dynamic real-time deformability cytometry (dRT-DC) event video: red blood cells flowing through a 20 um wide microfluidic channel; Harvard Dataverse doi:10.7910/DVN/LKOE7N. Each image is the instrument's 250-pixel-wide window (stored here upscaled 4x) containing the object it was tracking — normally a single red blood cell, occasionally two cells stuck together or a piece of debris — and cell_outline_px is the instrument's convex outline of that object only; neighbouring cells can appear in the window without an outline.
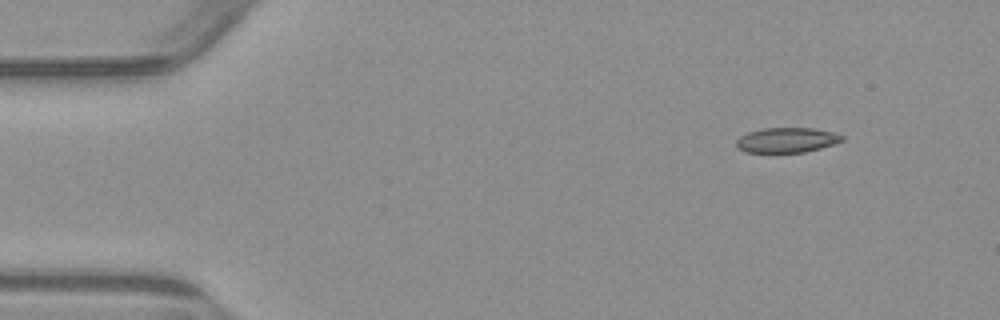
{"species": "common noctule bat (a hibernating species)", "species_latin": "Nyctalus noctula", "temperature_condition": "warm", "stored_images_in_passage": 4, "camera_frame_rate_fps": 3000, "um_per_image_px": 0.085, "animal": {"sex": "male", "body_mass_g": 23.1, "forearm_length_mm": 52.7}, "frame": {"image": 1, "passage_image": 1, "time_ms": 0.0, "image_size_px": [1000, 320], "cell_outline_px": [[844, 140], [820, 148], [804, 152], [772, 156], [744, 152], [736, 148], [736, 140], [740, 136], [748, 132], [760, 128], [812, 128], [832, 132], [844, 136]], "centroid_in_image_um": [66.77, 11.96], "position_along_channel_um": 18.2, "area_um2": 16.24}}
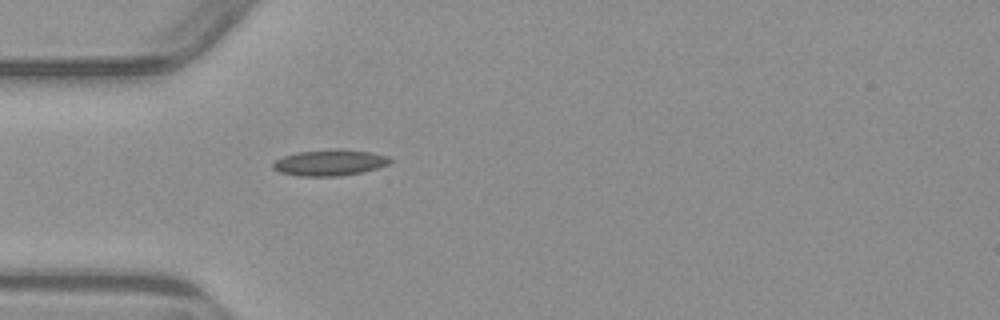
{"frame": {"image": 2, "passage_image": 4, "time_ms": 3.333, "image_size_px": [1000, 320], "cell_outline_px": [[392, 160], [388, 164], [364, 172], [340, 176], [300, 176], [280, 172], [272, 168], [272, 164], [276, 160], [284, 156], [296, 152], [336, 148], [372, 152], [388, 156]], "centroid_in_image_um": [28.03, 13.82], "position_along_channel_um": 57.0, "area_um2": 17.92}}